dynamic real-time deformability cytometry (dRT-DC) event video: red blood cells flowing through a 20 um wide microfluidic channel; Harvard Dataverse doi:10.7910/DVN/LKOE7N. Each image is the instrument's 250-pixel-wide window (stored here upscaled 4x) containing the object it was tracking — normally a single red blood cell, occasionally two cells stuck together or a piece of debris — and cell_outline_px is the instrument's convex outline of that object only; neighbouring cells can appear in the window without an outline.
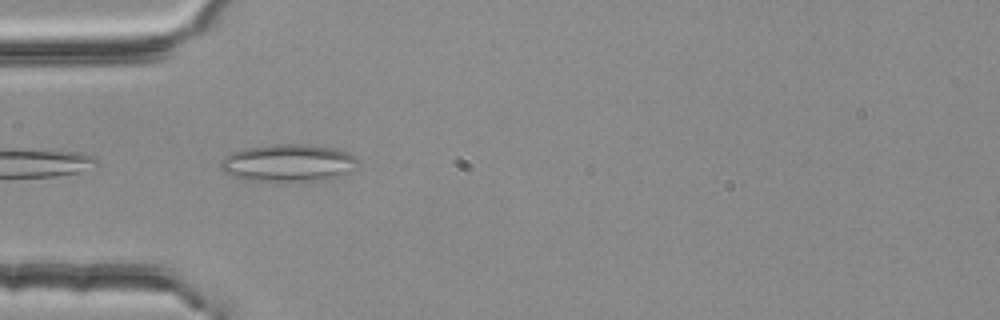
{"species": "common noctule bat (a hibernating species)", "species_latin": "Nyctalus noctula", "temperature_condition": "room temperature", "stored_images_in_passage": 1, "camera_frame_rate_fps": 3000, "um_per_image_px": 0.085, "animal": {"sex": "female", "body_mass_g": 25.1}, "frame": {"image": 1, "passage_image": 1, "time_ms": 0.0, "image_size_px": [1000, 320], "cell_outline_px": [[360, 160], [348, 172], [340, 176], [320, 180], [252, 180], [232, 176], [224, 172], [220, 168], [220, 160], [228, 152], [244, 148], [276, 144], [308, 144], [336, 148], [348, 152], [356, 156]], "centroid_in_image_um": [24.48, 13.82], "position_along_channel_um": 60.5, "area_um2": 29.88}}